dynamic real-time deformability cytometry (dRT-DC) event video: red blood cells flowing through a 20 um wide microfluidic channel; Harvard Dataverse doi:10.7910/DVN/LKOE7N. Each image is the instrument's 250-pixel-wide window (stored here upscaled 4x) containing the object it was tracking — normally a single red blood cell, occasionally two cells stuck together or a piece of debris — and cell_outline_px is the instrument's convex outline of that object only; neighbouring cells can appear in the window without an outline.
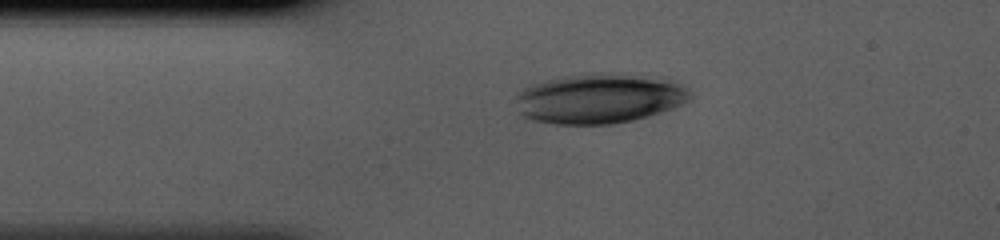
{"species": "human", "species_latin": "Homo sapiens", "temperature_condition": "cold", "stored_images_in_passage": 30, "camera_frame_rate_fps": 3000, "um_per_image_px": 0.085, "donor": {"sex": "male"}, "frame": {"image": 1, "passage_image": 1, "time_ms": 0.0, "image_size_px": [1000, 240], "cell_outline_px": [[692, 96], [688, 100], [672, 108], [648, 116], [632, 120], [612, 124], [556, 124], [532, 120], [520, 116], [516, 96], [516, 92], [520, 88], [544, 80], [592, 72], [612, 72], [672, 80], [688, 88]], "centroid_in_image_um": [50.9, 8.36], "position_along_channel_um": 34.1, "area_um2": 50.92}}
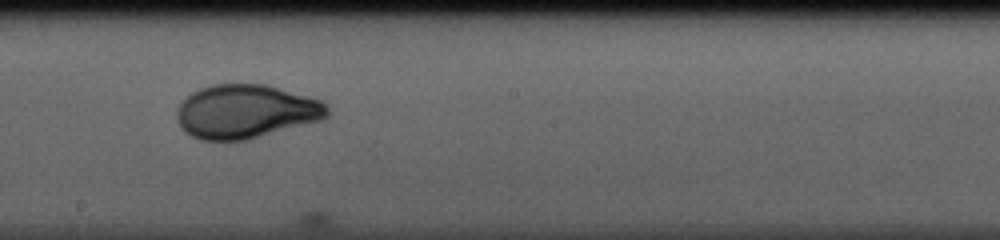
{"frame": {"image": 2, "passage_image": 16, "time_ms": 5.0, "image_size_px": [1000, 240], "cell_outline_px": [[328, 116], [320, 120], [244, 140], [200, 140], [192, 136], [180, 124], [176, 116], [176, 112], [180, 104], [192, 92], [200, 88], [212, 84], [268, 84], [308, 96], [320, 100], [328, 108]], "centroid_in_image_um": [20.89, 9.46], "position_along_channel_um": 227.3, "area_um2": 46.64}}
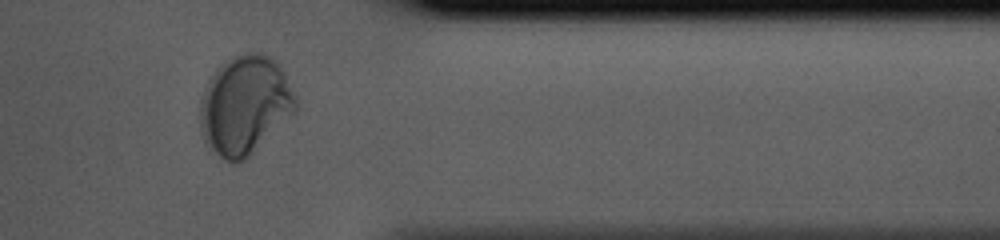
{"frame": {"image": 3, "passage_image": 28, "time_ms": 9.0, "image_size_px": [1000, 240], "cell_outline_px": [[296, 112], [244, 160], [224, 160], [204, 144], [200, 132], [200, 104], [204, 92], [216, 68], [224, 60], [248, 52], [260, 52], [272, 56], [280, 64], [296, 96]], "centroid_in_image_um": [20.82, 8.91], "position_along_channel_um": 390.6, "area_um2": 55.08}}